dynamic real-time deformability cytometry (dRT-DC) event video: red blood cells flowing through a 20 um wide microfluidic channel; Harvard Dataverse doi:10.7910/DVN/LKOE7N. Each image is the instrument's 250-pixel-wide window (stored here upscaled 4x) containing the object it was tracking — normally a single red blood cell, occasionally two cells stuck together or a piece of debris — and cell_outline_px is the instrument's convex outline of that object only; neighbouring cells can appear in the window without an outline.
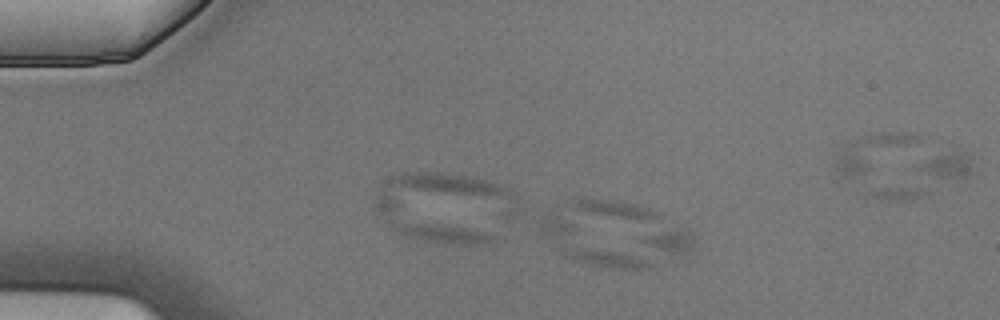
{"species": "Egyptian fruit bat (a non-hibernating species)", "species_latin": "Rousettus aegyptiacus", "temperature_condition": "cold", "stored_images_in_passage": 6, "camera_frame_rate_fps": 3000, "um_per_image_px": 0.085, "animal": {"sex": "male"}, "frame": {"image": 1, "passage_image": 3, "time_ms": 0.667, "image_size_px": [1000, 320], "cell_outline_px": [[648, 268], [612, 268], [572, 260], [568, 256], [544, 228], [544, 224], [552, 220], [556, 220], [572, 224], [644, 260]], "centroid_in_image_um": [50.21, 21.02], "position_along_channel_um": 34.8, "area_um2": 17.05}}